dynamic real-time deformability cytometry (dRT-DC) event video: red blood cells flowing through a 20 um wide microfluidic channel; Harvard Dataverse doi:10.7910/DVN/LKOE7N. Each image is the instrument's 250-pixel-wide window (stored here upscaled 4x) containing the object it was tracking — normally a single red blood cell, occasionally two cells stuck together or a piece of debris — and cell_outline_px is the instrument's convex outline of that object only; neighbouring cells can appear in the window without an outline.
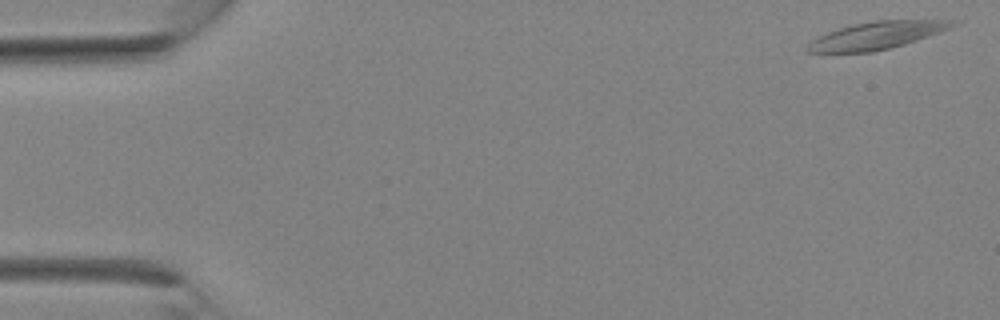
{"species": "Egyptian fruit bat (a non-hibernating species)", "species_latin": "Rousettus aegyptiacus", "temperature_condition": "room temperature", "stored_images_in_passage": 12, "camera_frame_rate_fps": 3000, "um_per_image_px": 0.085, "animal": {"sex": "female"}, "frame": {"image": 1, "passage_image": 1, "time_ms": 0.0, "image_size_px": [1000, 320], "cell_outline_px": [[960, 24], [940, 32], [904, 44], [872, 52], [808, 52], [808, 44], [812, 40], [828, 32], [852, 24], [872, 20], [960, 20]], "centroid_in_image_um": [74.59, 2.99], "position_along_channel_um": 10.4, "area_um2": 22.95}}
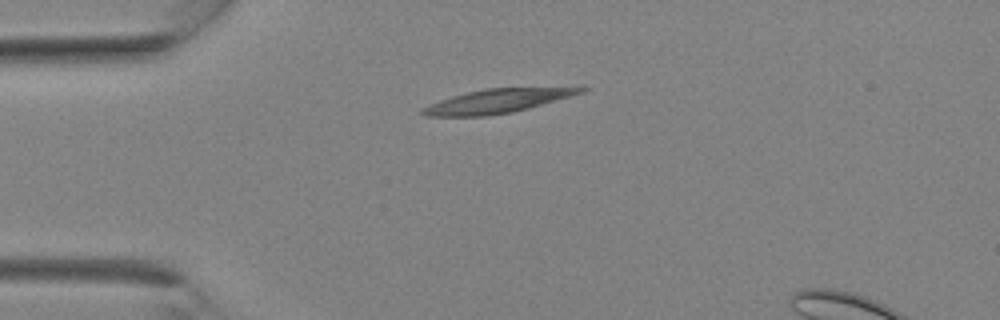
{"frame": {"image": 2, "passage_image": 7, "time_ms": 2.0, "image_size_px": [1000, 320], "cell_outline_px": [[588, 88], [584, 92], [572, 96], [528, 108], [512, 112], [488, 116], [424, 116], [420, 112], [420, 108], [440, 100], [452, 96], [468, 92], [488, 88], [584, 84]], "centroid_in_image_um": [42.49, 8.53], "position_along_channel_um": 42.5, "area_um2": 23.06}}
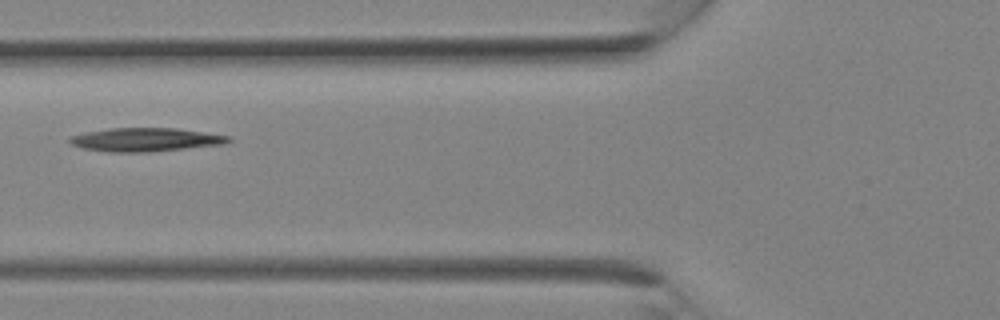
{"frame": {"image": 3, "passage_image": 11, "time_ms": 3.333, "image_size_px": [1000, 320], "cell_outline_px": [[232, 140], [224, 144], [148, 152], [108, 152], [84, 148], [72, 144], [68, 140], [68, 136], [88, 132], [112, 128], [176, 128], [232, 136]], "centroid_in_image_um": [12.39, 11.87], "position_along_channel_um": 113.4, "area_um2": 21.68}}